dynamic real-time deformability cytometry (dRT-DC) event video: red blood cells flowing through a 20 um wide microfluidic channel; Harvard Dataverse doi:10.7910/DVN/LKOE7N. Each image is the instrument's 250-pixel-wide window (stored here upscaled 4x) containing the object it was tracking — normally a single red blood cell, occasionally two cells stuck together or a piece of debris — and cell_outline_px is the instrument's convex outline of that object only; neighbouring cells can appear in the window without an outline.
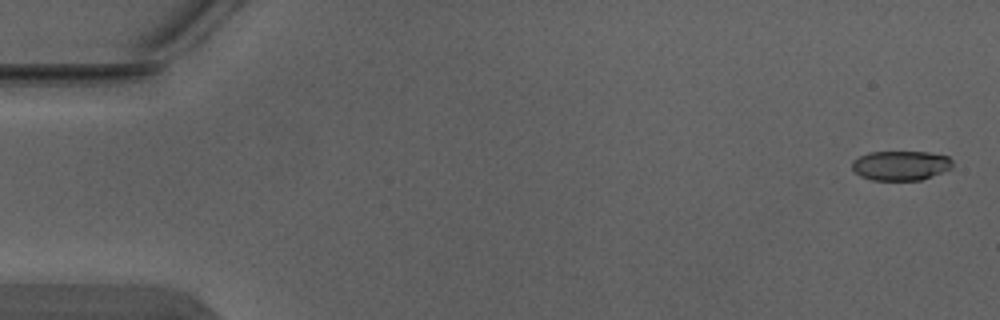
{"species": "Egyptian fruit bat (a non-hibernating species)", "species_latin": "Rousettus aegyptiacus", "temperature_condition": "warm", "stored_images_in_passage": 4, "camera_frame_rate_fps": 3000, "um_per_image_px": 0.085, "animal": {"sex": "male"}, "frame": {"image": 1, "passage_image": 1, "time_ms": 0.0, "image_size_px": [1000, 320], "cell_outline_px": [[952, 168], [920, 180], [872, 180], [860, 176], [852, 168], [852, 160], [868, 152], [928, 152], [948, 156], [952, 160]], "centroid_in_image_um": [76.54, 14.06], "position_along_channel_um": 8.5, "area_um2": 17.28}}
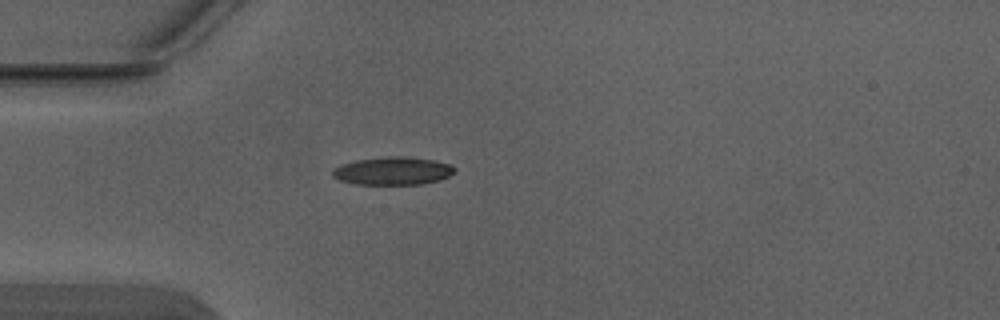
{"frame": {"image": 2, "passage_image": 4, "time_ms": 1.0, "image_size_px": [1000, 320], "cell_outline_px": [[456, 172], [440, 180], [424, 184], [356, 184], [340, 180], [332, 176], [332, 168], [356, 160], [392, 156], [404, 156], [432, 160], [452, 164], [456, 168]], "centroid_in_image_um": [33.43, 14.53], "position_along_channel_um": 51.6, "area_um2": 19.88}}